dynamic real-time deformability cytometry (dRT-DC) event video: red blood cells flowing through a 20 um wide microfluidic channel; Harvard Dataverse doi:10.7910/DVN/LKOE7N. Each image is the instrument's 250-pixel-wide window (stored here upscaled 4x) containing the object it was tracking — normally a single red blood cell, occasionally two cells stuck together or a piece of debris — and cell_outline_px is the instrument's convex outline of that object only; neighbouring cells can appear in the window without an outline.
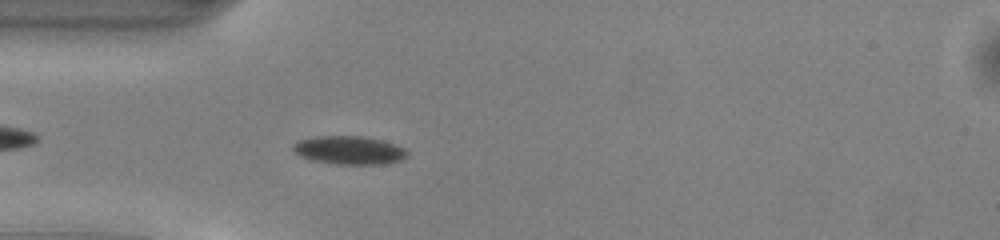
{"species": "common noctule bat (a hibernating species)", "species_latin": "Nyctalus noctula", "temperature_condition": "warm", "stored_images_in_passage": 39, "camera_frame_rate_fps": 3000, "um_per_image_px": 0.085, "animal": {"sex": "male", "body_mass_g": 13.0, "forearm_length_mm": 53.1}, "frame": {"image": 1, "passage_image": 4, "time_ms": 1.0, "image_size_px": [1000, 240], "cell_outline_px": [[408, 152], [400, 160], [384, 164], [336, 164], [312, 160], [300, 156], [292, 148], [292, 144], [300, 140], [312, 136], [364, 136], [384, 140], [404, 148]], "centroid_in_image_um": [29.66, 12.75], "position_along_channel_um": 55.3, "area_um2": 18.84}}
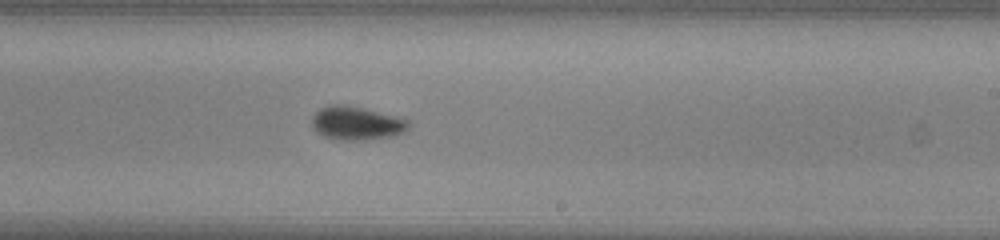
{"frame": {"image": 2, "passage_image": 19, "time_ms": 6.0, "image_size_px": [1000, 240], "cell_outline_px": [[412, 124], [404, 132], [392, 136], [356, 140], [340, 140], [324, 136], [312, 128], [312, 116], [320, 108], [328, 104], [348, 104], [396, 116], [408, 120]], "centroid_in_image_um": [30.29, 10.45], "position_along_channel_um": 258.7, "area_um2": 18.96}}
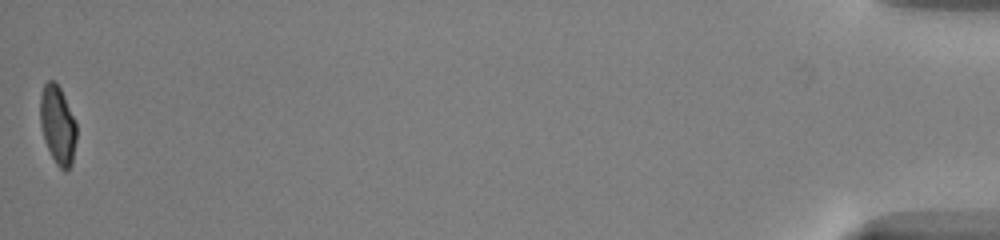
{"frame": {"image": 3, "passage_image": 39, "time_ms": 12.667, "image_size_px": [1000, 240], "cell_outline_px": [[76, 140], [72, 164], [68, 172], [64, 172], [56, 164], [48, 148], [40, 124], [40, 96], [44, 84], [48, 80], [56, 80], [76, 120]], "centroid_in_image_um": [4.92, 10.62], "position_along_channel_um": 430.3, "area_um2": 16.76}, "authors_computed_cell_mechanics": {"area_um2": 17.9758, "velocity_mm_per_s": 4.1597, "shape_relaxation_time_tau1_ms": 3.018, "shape_relaxation_time_tau2_ms": null, "deformation_change_tau1": 0.1003, "deformation_change_tau2": null}}